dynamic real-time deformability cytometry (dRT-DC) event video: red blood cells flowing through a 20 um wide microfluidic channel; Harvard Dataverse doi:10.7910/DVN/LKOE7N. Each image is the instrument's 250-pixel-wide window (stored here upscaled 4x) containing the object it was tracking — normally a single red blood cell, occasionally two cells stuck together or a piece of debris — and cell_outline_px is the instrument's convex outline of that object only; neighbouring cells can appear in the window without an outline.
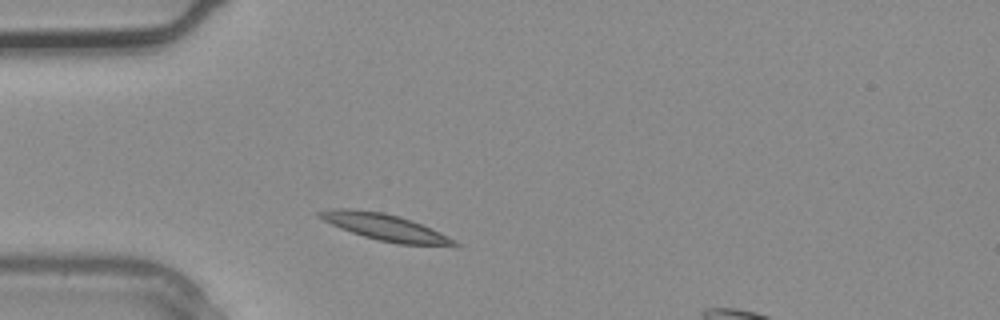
{"species": "common noctule bat (a hibernating species)", "species_latin": "Nyctalus noctula", "temperature_condition": "warm", "stored_images_in_passage": 2, "segment_of_instrument_passage": [1, 2], "camera_frame_rate_fps": 3000, "um_per_image_px": 0.085, "animal": {"sex": "male", "body_mass_g": 20.4}, "frame": {"image": 1, "passage_image": 1, "time_ms": 0.0, "image_size_px": [1000, 320], "cell_outline_px": [[460, 244], [456, 248], [396, 244], [364, 236], [340, 228], [316, 216], [316, 212], [332, 208], [352, 208], [384, 212], [400, 216], [420, 224], [456, 240]], "centroid_in_image_um": [32.8, 19.34], "position_along_channel_um": 52.2, "area_um2": 21.21}}